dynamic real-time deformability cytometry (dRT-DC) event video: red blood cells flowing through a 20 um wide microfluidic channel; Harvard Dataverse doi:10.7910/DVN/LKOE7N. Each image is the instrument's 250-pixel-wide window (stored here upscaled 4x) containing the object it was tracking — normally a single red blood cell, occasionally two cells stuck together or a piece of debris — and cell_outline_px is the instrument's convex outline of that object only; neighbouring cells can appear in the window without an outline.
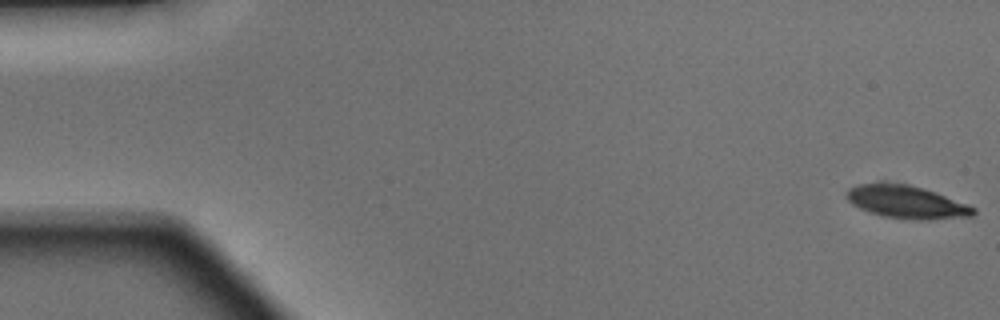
{"species": "Egyptian fruit bat (a non-hibernating species)", "species_latin": "Rousettus aegyptiacus", "temperature_condition": "warm", "stored_images_in_passage": 50, "camera_frame_rate_fps": 3000, "um_per_image_px": 0.085, "animal": {"sex": "male"}, "frame": {"image": 1, "passage_image": 1, "time_ms": 0.0, "image_size_px": [1000, 320], "cell_outline_px": [[976, 212], [972, 216], [884, 216], [860, 208], [852, 204], [848, 200], [848, 188], [856, 184], [908, 184], [924, 188], [936, 192], [976, 208]], "centroid_in_image_um": [76.99, 17.1], "position_along_channel_um": 8.0, "area_um2": 22.37}}
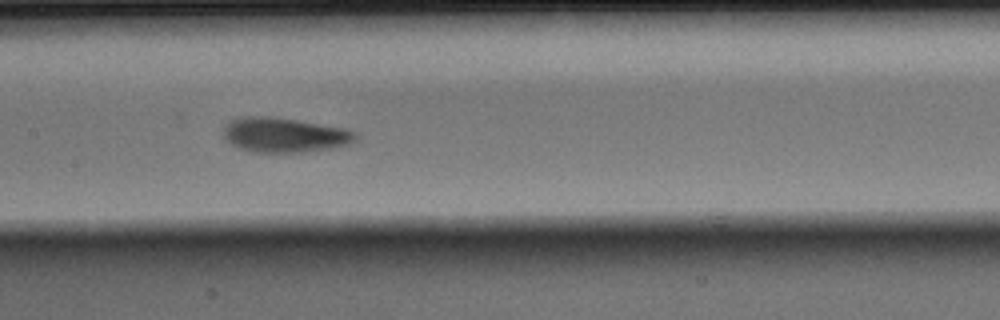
{"frame": {"image": 2, "passage_image": 24, "time_ms": 7.667, "image_size_px": [1000, 320], "cell_outline_px": [[356, 140], [348, 144], [332, 148], [304, 152], [252, 152], [236, 148], [224, 140], [224, 124], [232, 120], [244, 116], [268, 116], [296, 120], [344, 128], [356, 132]], "centroid_in_image_um": [24.12, 11.48], "position_along_channel_um": 183.3, "area_um2": 26.82}}
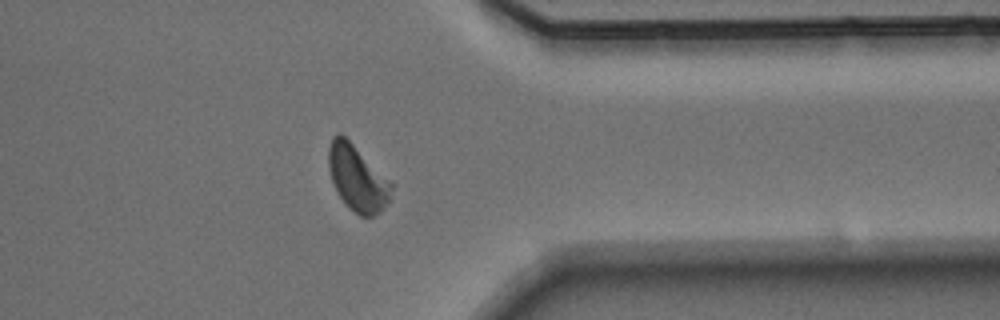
{"frame": {"image": 3, "passage_image": 39, "time_ms": 12.667, "image_size_px": [1000, 320], "cell_outline_px": [[392, 188], [388, 204], [380, 212], [372, 216], [360, 216], [348, 208], [344, 204], [332, 180], [328, 164], [328, 148], [332, 136], [336, 132], [340, 132], [392, 184]], "centroid_in_image_um": [30.34, 15.16], "position_along_channel_um": 381.1, "area_um2": 23.58}, "authors_computed_cell_mechanics": {"area_um2": 24.6806, "velocity_mm_per_s": 4.1283, "shape_relaxation_time_tau1_ms": 2.8325, "shape_relaxation_time_tau2_ms": 2.321, "deformation_change_tau1": 0.1509, "deformation_change_tau2": 0.0872}}